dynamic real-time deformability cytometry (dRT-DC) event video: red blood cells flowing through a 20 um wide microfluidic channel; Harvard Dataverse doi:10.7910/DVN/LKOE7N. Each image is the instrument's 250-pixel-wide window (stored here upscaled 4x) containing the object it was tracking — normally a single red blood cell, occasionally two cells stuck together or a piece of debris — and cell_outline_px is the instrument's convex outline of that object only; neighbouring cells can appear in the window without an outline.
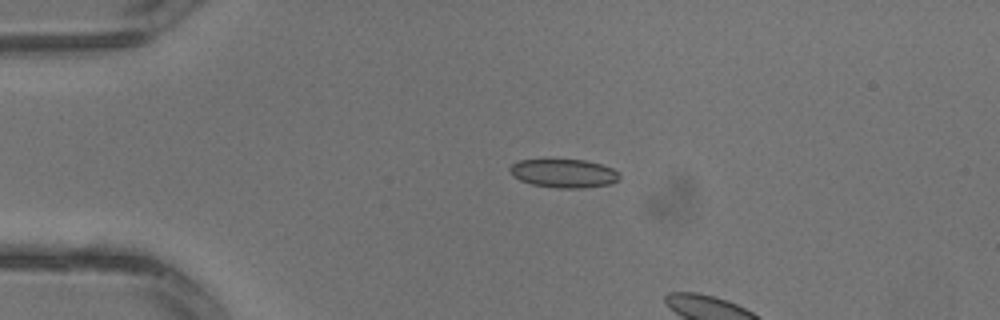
{"species": "common noctule bat (a hibernating species)", "species_latin": "Nyctalus noctula", "temperature_condition": "warm", "stored_images_in_passage": 3, "camera_frame_rate_fps": 3000, "um_per_image_px": 0.085, "animal": {"sex": "male", "body_mass_g": 13.3}, "frame": {"image": 1, "passage_image": 1, "time_ms": 0.0, "image_size_px": [1000, 320], "cell_outline_px": [[620, 180], [612, 184], [584, 188], [556, 188], [532, 184], [520, 180], [512, 176], [508, 168], [512, 164], [520, 160], [544, 156], [584, 160], [600, 164], [612, 168], [620, 176]], "centroid_in_image_um": [47.87, 14.69], "position_along_channel_um": 37.1, "area_um2": 19.19}}
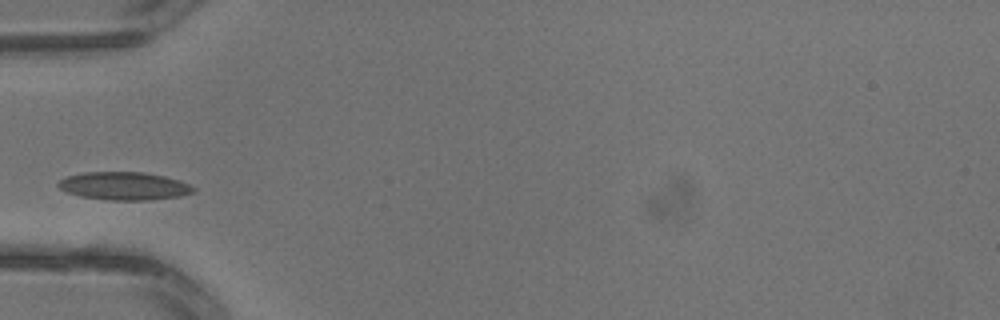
{"frame": {"image": 2, "passage_image": 3, "time_ms": 0.667, "image_size_px": [1000, 320], "cell_outline_px": [[196, 192], [180, 196], [148, 200], [108, 200], [80, 196], [68, 192], [60, 188], [56, 184], [60, 180], [68, 176], [84, 172], [144, 172], [164, 176], [180, 180], [196, 188]], "centroid_in_image_um": [10.58, 15.81], "position_along_channel_um": 74.4, "area_um2": 22.02}}